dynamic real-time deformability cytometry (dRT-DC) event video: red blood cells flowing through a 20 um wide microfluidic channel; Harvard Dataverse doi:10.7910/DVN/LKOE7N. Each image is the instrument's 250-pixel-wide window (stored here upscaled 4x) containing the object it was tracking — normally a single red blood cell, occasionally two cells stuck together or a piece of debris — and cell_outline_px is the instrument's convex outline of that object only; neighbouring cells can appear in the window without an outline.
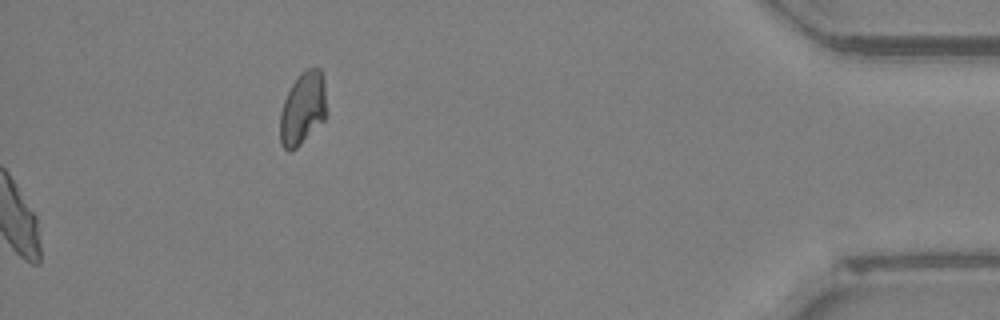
{"species": "Egyptian fruit bat (a non-hibernating species)", "species_latin": "Rousettus aegyptiacus", "temperature_condition": "room temperature", "stored_images_in_passage": 51, "camera_frame_rate_fps": 3000, "um_per_image_px": 0.085, "animal": {"sex": "female"}, "frame": {"image": 1, "passage_image": 51, "time_ms": 16.667, "image_size_px": [1000, 320], "cell_outline_px": [[328, 112], [324, 120], [296, 148], [288, 152], [280, 144], [280, 112], [284, 100], [292, 84], [300, 72], [304, 68], [320, 68], [324, 76]], "centroid_in_image_um": [25.76, 9.19], "position_along_channel_um": 409.4, "area_um2": 20.11}, "authors_computed_cell_mechanics": {"area_um2": 22.3686, "velocity_mm_per_s": 3.972, "shape_relaxation_time_tau1_ms": 5.8403, "shape_relaxation_time_tau2_ms": 3.4735, "deformation_change_tau1": 0.1404, "deformation_change_tau2": 0.0727}}